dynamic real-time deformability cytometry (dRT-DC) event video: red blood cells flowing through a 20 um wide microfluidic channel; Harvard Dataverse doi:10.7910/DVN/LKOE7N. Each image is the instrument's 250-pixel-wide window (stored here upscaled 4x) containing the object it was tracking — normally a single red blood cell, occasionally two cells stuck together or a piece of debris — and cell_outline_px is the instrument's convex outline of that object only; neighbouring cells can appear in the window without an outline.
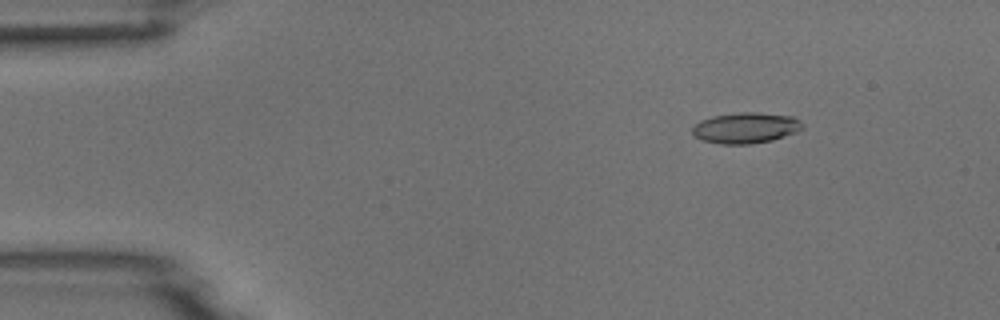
{"species": "common noctule bat (a hibernating species)", "species_latin": "Nyctalus noctula", "temperature_condition": "room temperature", "stored_images_in_passage": 6, "camera_frame_rate_fps": 3000, "um_per_image_px": 0.085, "animal": {"sex": "male", "body_mass_g": 18.8}, "frame": {"image": 1, "passage_image": 2, "time_ms": 1.333, "image_size_px": [1000, 320], "cell_outline_px": [[804, 128], [796, 132], [772, 140], [752, 144], [720, 144], [700, 140], [692, 136], [692, 128], [700, 120], [712, 116], [740, 112], [756, 112], [792, 116], [800, 120], [804, 124]], "centroid_in_image_um": [63.37, 10.87], "position_along_channel_um": 21.6, "area_um2": 20.0}}
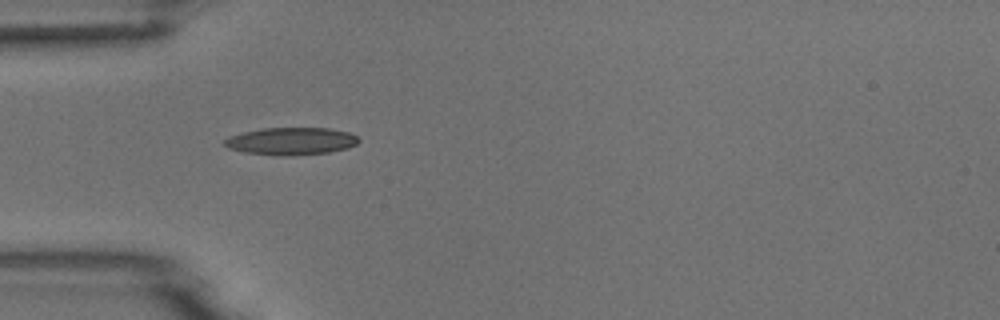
{"frame": {"image": 2, "passage_image": 4, "time_ms": 4.333, "image_size_px": [1000, 320], "cell_outline_px": [[360, 140], [356, 144], [348, 148], [328, 152], [288, 156], [280, 156], [244, 152], [228, 148], [224, 144], [224, 140], [228, 136], [244, 132], [264, 128], [328, 128], [348, 132], [356, 136]], "centroid_in_image_um": [24.73, 12.0], "position_along_channel_um": 60.3, "area_um2": 21.39}}
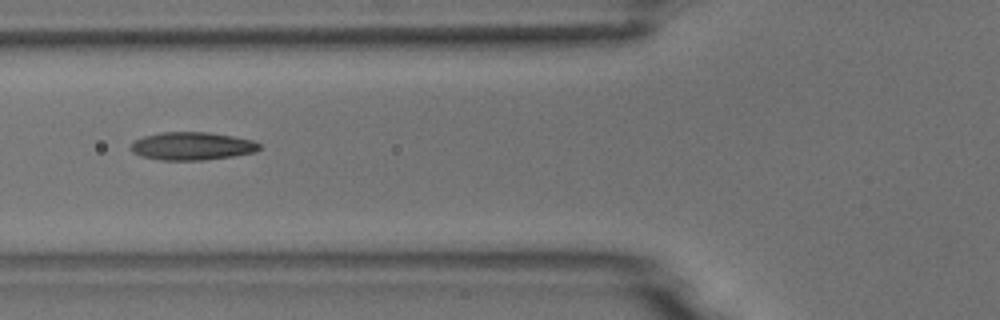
{"frame": {"image": 3, "passage_image": 5, "time_ms": 5.667, "image_size_px": [1000, 320], "cell_outline_px": [[260, 148], [256, 152], [232, 156], [204, 160], [160, 160], [140, 156], [132, 152], [132, 140], [144, 136], [160, 132], [208, 132], [232, 136], [252, 140], [260, 144]], "centroid_in_image_um": [16.3, 12.41], "position_along_channel_um": 109.5, "area_um2": 20.98}}